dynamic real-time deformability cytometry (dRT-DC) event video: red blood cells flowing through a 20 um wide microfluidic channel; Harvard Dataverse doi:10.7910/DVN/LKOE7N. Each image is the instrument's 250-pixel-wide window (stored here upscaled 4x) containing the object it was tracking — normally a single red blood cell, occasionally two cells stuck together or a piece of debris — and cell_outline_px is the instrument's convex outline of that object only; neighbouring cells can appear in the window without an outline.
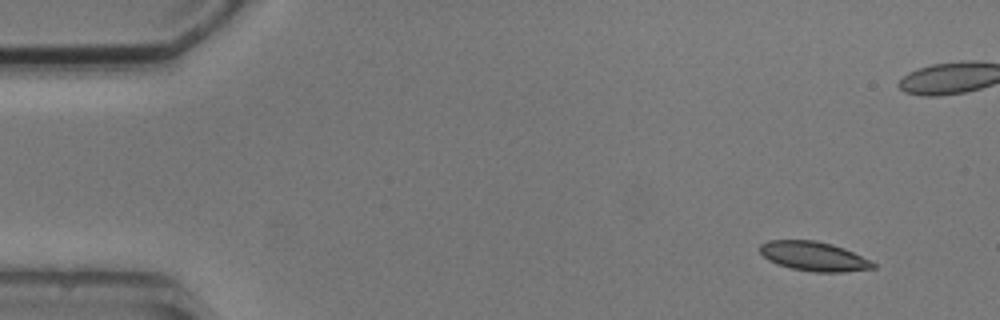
{"species": "common noctule bat (a hibernating species)", "species_latin": "Nyctalus noctula", "temperature_condition": "cold", "stored_images_in_passage": 5, "camera_frame_rate_fps": 3000, "um_per_image_px": 0.085, "animal": {"sex": "male", "body_mass_g": 20.5, "forearm_length_mm": 52.5}, "frame": {"image": 1, "passage_image": 1, "time_ms": 0.0, "image_size_px": [1000, 320], "cell_outline_px": [[876, 268], [844, 272], [816, 272], [792, 268], [776, 264], [768, 260], [760, 252], [760, 244], [768, 240], [816, 240], [832, 244], [844, 248], [876, 264]], "centroid_in_image_um": [69.15, 21.78], "position_along_channel_um": 15.8, "area_um2": 19.25}}